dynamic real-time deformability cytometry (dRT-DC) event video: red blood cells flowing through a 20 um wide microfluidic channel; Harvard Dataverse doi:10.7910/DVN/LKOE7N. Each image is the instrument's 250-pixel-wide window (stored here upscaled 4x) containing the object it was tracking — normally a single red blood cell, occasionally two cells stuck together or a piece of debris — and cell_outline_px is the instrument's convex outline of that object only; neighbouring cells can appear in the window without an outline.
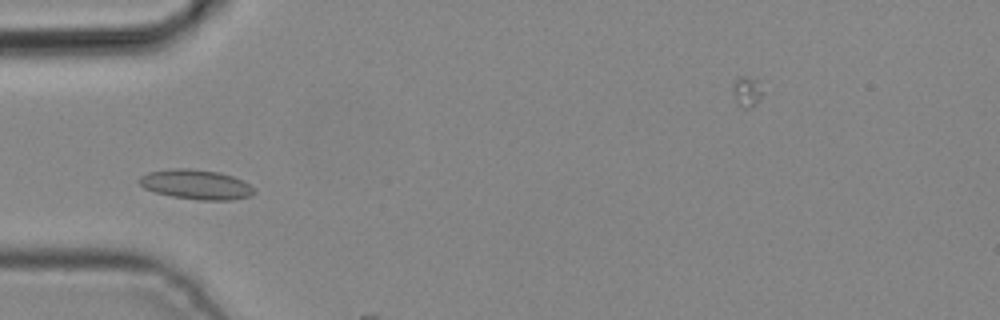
{"species": "common noctule bat (a hibernating species)", "species_latin": "Nyctalus noctula", "temperature_condition": "cold", "stored_images_in_passage": 6, "camera_frame_rate_fps": 3000, "um_per_image_px": 0.085, "animal": {"sex": "male", "body_mass_g": 19.2, "forearm_length_mm": 51.8}, "frame": {"image": 1, "passage_image": 3, "time_ms": 0.667, "image_size_px": [1000, 320], "cell_outline_px": [[256, 192], [252, 196], [232, 200], [200, 200], [172, 196], [156, 192], [144, 188], [136, 180], [140, 176], [148, 172], [168, 168], [188, 168], [220, 172], [232, 176], [248, 184]], "centroid_in_image_um": [16.64, 15.67], "position_along_channel_um": 68.4, "area_um2": 19.94}}
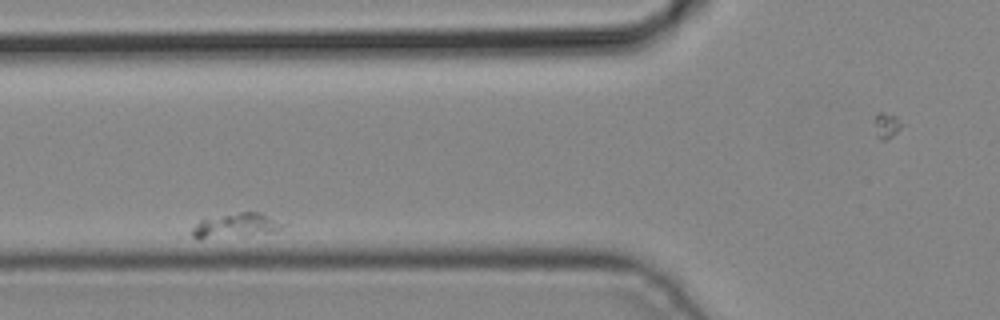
{"frame": {"image": 2, "passage_image": 5, "time_ms": 1.333, "image_size_px": [1000, 320], "cell_outline_px": [[284, 224], [280, 228], [272, 232], [244, 236], [200, 240], [192, 236], [192, 228], [200, 220], [240, 212], [260, 212]], "centroid_in_image_um": [19.98, 19.2], "position_along_channel_um": 105.8, "area_um2": 12.77}}